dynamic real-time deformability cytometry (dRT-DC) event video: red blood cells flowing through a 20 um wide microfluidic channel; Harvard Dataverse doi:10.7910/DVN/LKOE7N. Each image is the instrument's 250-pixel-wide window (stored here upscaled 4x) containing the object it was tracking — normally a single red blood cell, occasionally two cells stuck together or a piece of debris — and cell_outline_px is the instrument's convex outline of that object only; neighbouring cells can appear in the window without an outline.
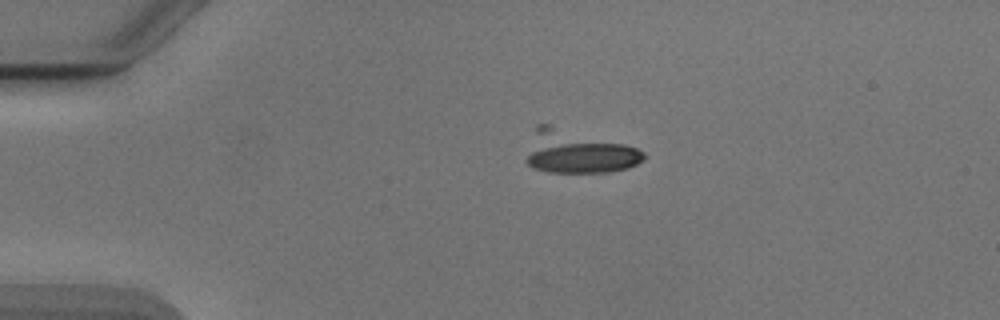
{"species": "Egyptian fruit bat (a non-hibernating species)", "species_latin": "Rousettus aegyptiacus", "temperature_condition": "cold", "stored_images_in_passage": 42, "camera_frame_rate_fps": 3000, "um_per_image_px": 0.085, "animal": {"sex": "male"}, "frame": {"image": 1, "passage_image": 1, "time_ms": 0.0, "image_size_px": [1000, 320], "cell_outline_px": [[648, 156], [644, 160], [628, 168], [608, 172], [548, 172], [532, 168], [524, 160], [536, 124], [552, 124], [624, 144], [636, 148], [644, 152]], "centroid_in_image_um": [49.11, 12.9], "position_along_channel_um": 35.9, "area_um2": 29.65}}
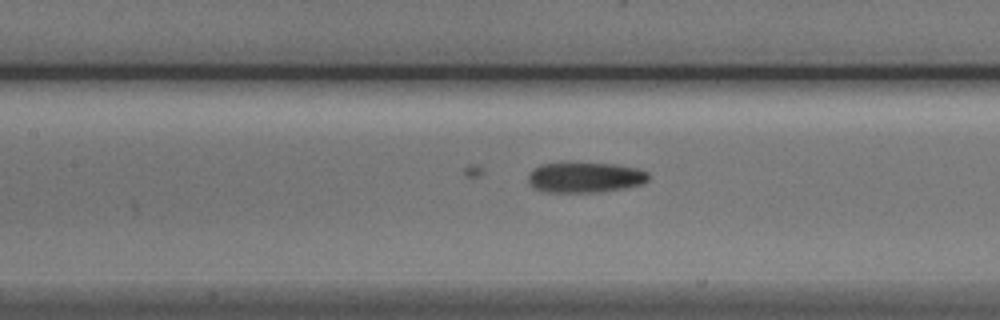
{"frame": {"image": 2, "passage_image": 14, "time_ms": 4.333, "image_size_px": [1000, 320], "cell_outline_px": [[648, 180], [640, 184], [624, 188], [596, 192], [544, 192], [536, 188], [528, 180], [528, 172], [532, 168], [540, 164], [616, 164], [640, 168], [648, 172]], "centroid_in_image_um": [49.73, 15.08], "position_along_channel_um": 157.7, "area_um2": 21.04}}
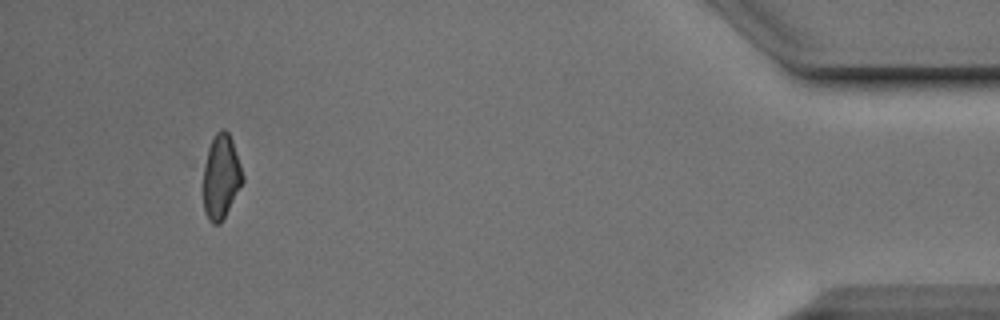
{"frame": {"image": 3, "passage_image": 39, "time_ms": 12.667, "image_size_px": [1000, 320], "cell_outline_px": [[244, 180], [220, 224], [212, 224], [208, 220], [204, 212], [204, 164], [208, 148], [216, 132], [220, 128], [224, 128], [228, 132], [232, 140], [244, 176]], "centroid_in_image_um": [18.78, 15.01], "position_along_channel_um": 416.4, "area_um2": 19.19}}